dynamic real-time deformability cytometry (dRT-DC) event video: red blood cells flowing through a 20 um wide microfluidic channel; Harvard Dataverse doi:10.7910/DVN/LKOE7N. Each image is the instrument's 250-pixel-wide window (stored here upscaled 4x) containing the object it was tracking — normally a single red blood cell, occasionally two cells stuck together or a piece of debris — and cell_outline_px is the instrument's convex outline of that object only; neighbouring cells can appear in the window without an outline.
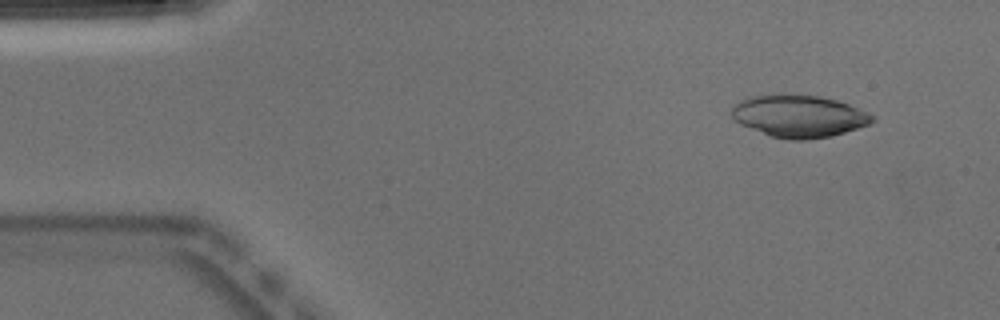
{"species": "Egyptian fruit bat (a non-hibernating species)", "species_latin": "Rousettus aegyptiacus", "temperature_condition": "warm", "stored_images_in_passage": 49, "camera_frame_rate_fps": 3000, "um_per_image_px": 0.085, "animal": {"sex": "male"}, "frame": {"image": 1, "passage_image": 4, "time_ms": 1.0, "image_size_px": [1000, 320], "cell_outline_px": [[876, 120], [868, 124], [832, 136], [804, 140], [788, 140], [772, 136], [740, 124], [732, 116], [732, 104], [740, 100], [752, 96], [776, 92], [820, 96], [836, 100], [848, 104], [868, 112], [876, 116]], "centroid_in_image_um": [67.89, 9.84], "position_along_channel_um": 17.1, "area_um2": 34.97}}